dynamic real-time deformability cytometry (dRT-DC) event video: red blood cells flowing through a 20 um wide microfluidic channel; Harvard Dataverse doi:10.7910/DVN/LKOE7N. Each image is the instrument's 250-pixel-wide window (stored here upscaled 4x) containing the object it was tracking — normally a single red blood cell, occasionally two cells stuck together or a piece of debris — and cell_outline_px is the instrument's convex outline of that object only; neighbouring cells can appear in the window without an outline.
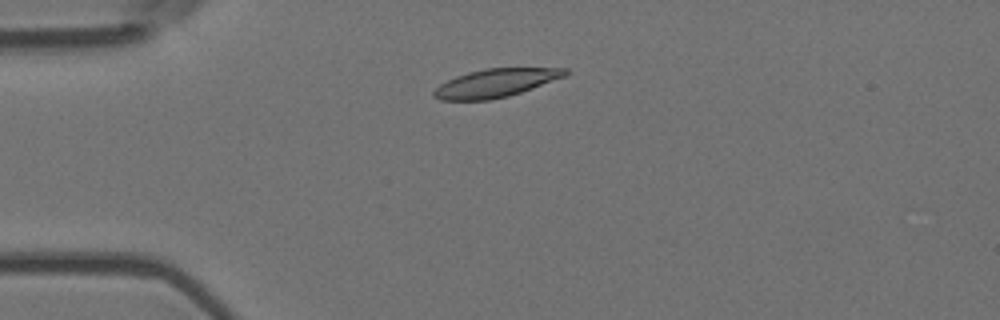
{"species": "Egyptian fruit bat (a non-hibernating species)", "species_latin": "Rousettus aegyptiacus", "temperature_condition": "room temperature", "stored_images_in_passage": 9, "camera_frame_rate_fps": 3000, "um_per_image_px": 0.085, "animal": {"sex": "female"}, "frame": {"image": 1, "passage_image": 3, "time_ms": 0.667, "image_size_px": [1000, 320], "cell_outline_px": [[568, 72], [564, 76], [532, 88], [508, 96], [492, 100], [440, 100], [432, 96], [432, 92], [440, 84], [456, 76], [468, 72], [484, 68], [568, 68]], "centroid_in_image_um": [42.08, 7.06], "position_along_channel_um": 42.9, "area_um2": 21.5}}
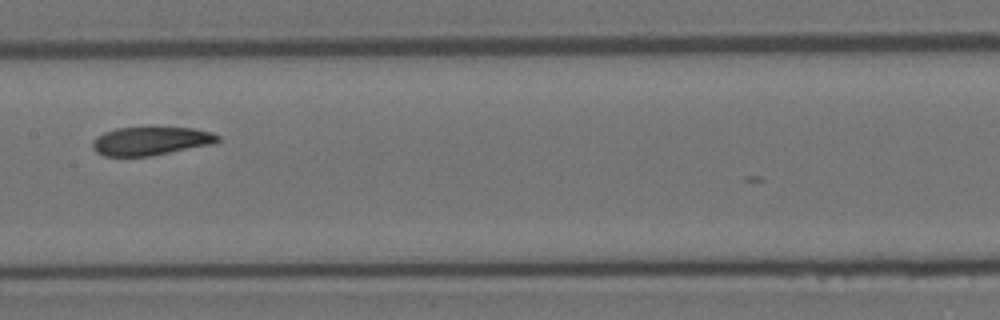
{"frame": {"image": 2, "passage_image": 7, "time_ms": 2.0, "image_size_px": [1000, 320], "cell_outline_px": [[220, 140], [212, 144], [148, 156], [104, 156], [96, 152], [92, 148], [92, 144], [96, 136], [104, 132], [116, 128], [148, 124], [160, 124], [192, 128], [212, 132], [220, 136]], "centroid_in_image_um": [12.81, 11.91], "position_along_channel_um": 194.6, "area_um2": 21.79}}
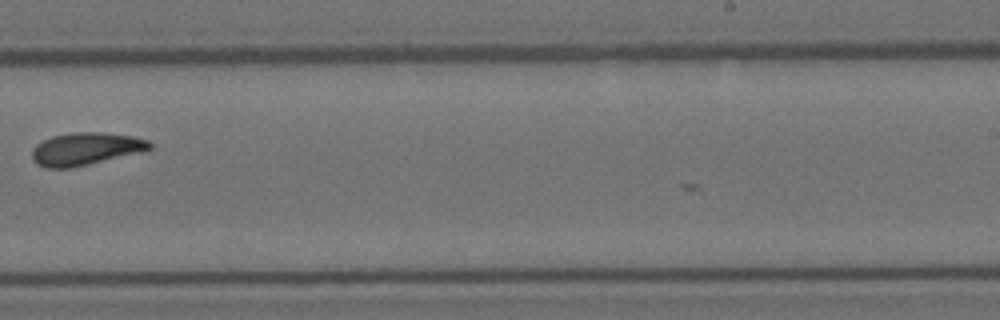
{"frame": {"image": 3, "passage_image": 9, "time_ms": 2.667, "image_size_px": [1000, 320], "cell_outline_px": [[152, 148], [140, 152], [72, 168], [44, 168], [36, 164], [32, 160], [32, 148], [36, 144], [52, 136], [72, 132], [100, 132], [132, 136], [148, 140], [152, 144]], "centroid_in_image_um": [7.24, 12.66], "position_along_channel_um": 281.8, "area_um2": 22.37}}